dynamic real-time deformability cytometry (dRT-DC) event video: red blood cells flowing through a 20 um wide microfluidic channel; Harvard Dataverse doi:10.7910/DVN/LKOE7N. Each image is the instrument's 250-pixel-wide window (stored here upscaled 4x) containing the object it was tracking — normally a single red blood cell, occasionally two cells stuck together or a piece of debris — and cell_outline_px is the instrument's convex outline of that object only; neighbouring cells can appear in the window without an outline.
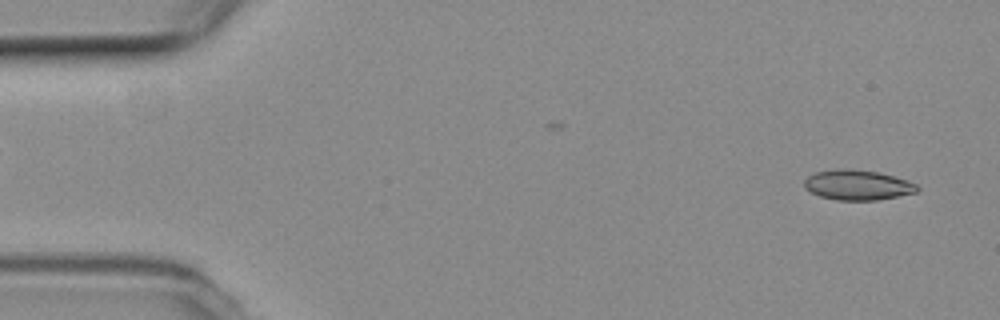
{"species": "common noctule bat (a hibernating species)", "species_latin": "Nyctalus noctula", "temperature_condition": "room temperature", "stored_images_in_passage": 55, "segment_of_instrument_passage": [1, 2], "camera_frame_rate_fps": 3000, "um_per_image_px": 0.085, "animal": {"sex": "female", "body_mass_g": 19.3, "forearm_length_mm": 54.1}, "frame": {"image": 1, "passage_image": 3, "time_ms": 0.667, "image_size_px": [1000, 320], "cell_outline_px": [[920, 188], [916, 192], [876, 200], [836, 200], [820, 196], [804, 188], [804, 180], [808, 176], [816, 172], [876, 172], [908, 180], [916, 184]], "centroid_in_image_um": [72.92, 15.78], "position_along_channel_um": 12.1, "area_um2": 18.67}}
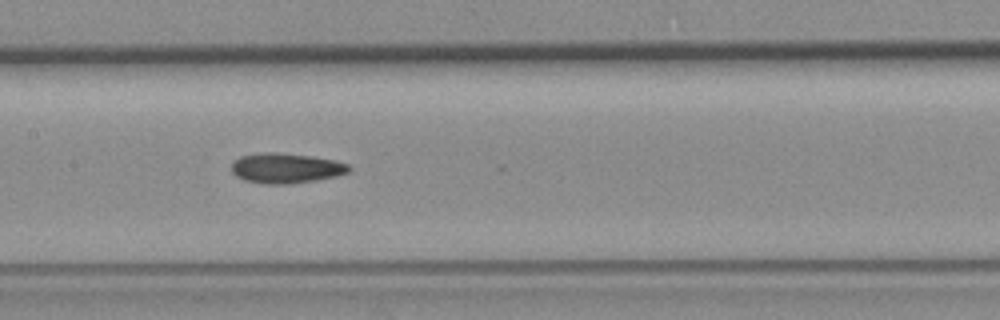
{"frame": {"image": 2, "passage_image": 26, "time_ms": 8.333, "image_size_px": [1000, 320], "cell_outline_px": [[352, 168], [348, 172], [336, 176], [316, 180], [292, 184], [264, 184], [244, 180], [236, 176], [232, 172], [232, 160], [240, 156], [264, 152], [276, 152], [312, 156], [336, 160], [348, 164]], "centroid_in_image_um": [24.3, 14.29], "position_along_channel_um": 183.1, "area_um2": 20.81}}
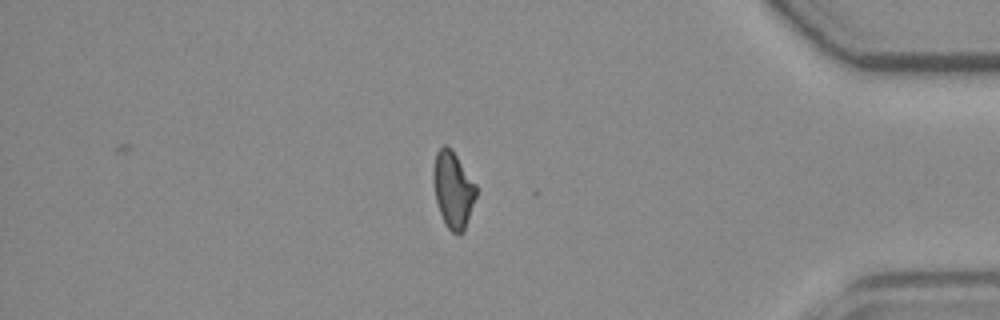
{"frame": {"image": 3, "passage_image": 46, "time_ms": 15.0, "image_size_px": [1000, 320], "cell_outline_px": [[476, 196], [464, 232], [460, 236], [452, 232], [444, 224], [436, 200], [432, 180], [432, 172], [436, 152], [444, 144], [448, 144], [452, 148], [476, 184]], "centroid_in_image_um": [38.5, 16.11], "position_along_channel_um": 396.7, "area_um2": 19.36}}